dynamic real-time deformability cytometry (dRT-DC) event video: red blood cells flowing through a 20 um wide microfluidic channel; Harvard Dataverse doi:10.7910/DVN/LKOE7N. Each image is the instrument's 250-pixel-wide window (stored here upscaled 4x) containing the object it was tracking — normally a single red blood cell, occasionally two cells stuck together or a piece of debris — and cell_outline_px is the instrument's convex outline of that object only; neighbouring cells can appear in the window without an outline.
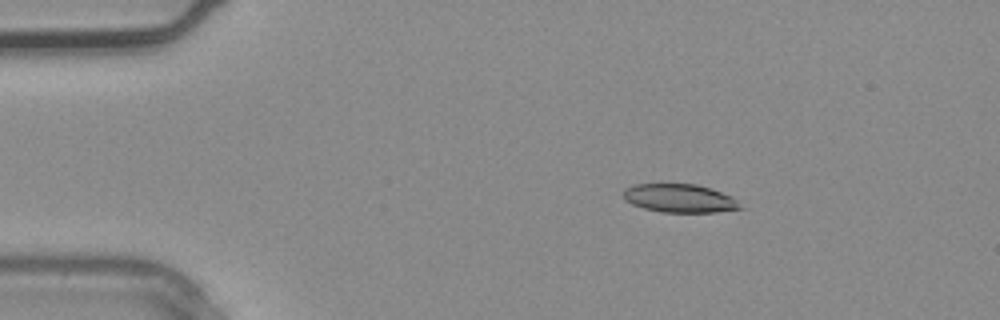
{"species": "common noctule bat (a hibernating species)", "species_latin": "Nyctalus noctula", "temperature_condition": "warm", "stored_images_in_passage": 2, "camera_frame_rate_fps": 3000, "um_per_image_px": 0.085, "animal": {"sex": "male", "body_mass_g": 20.4}, "frame": {"image": 1, "passage_image": 1, "time_ms": 0.0, "image_size_px": [1000, 320], "cell_outline_px": [[744, 208], [716, 212], [660, 212], [644, 208], [632, 204], [624, 200], [624, 188], [632, 184], [696, 184], [732, 196]], "centroid_in_image_um": [57.74, 16.85], "position_along_channel_um": 27.3, "area_um2": 19.31}}